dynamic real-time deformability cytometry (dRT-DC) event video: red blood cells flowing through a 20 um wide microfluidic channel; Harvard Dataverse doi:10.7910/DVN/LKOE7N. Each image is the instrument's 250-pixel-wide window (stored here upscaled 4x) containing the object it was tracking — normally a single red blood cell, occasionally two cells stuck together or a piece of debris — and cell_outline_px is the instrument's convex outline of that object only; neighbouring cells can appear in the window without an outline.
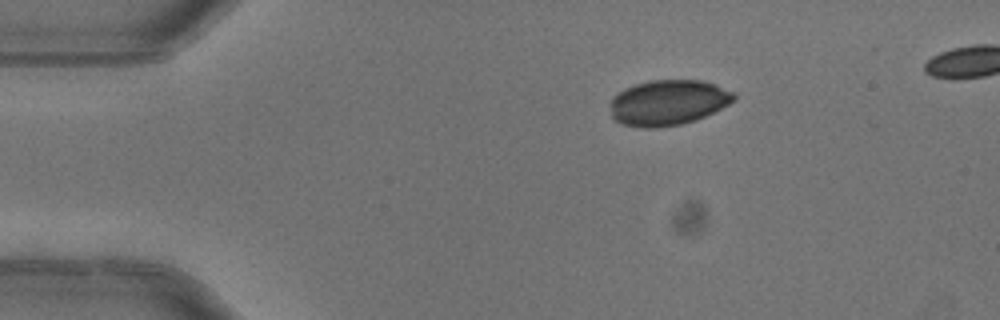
{"species": "common noctule bat (a hibernating species)", "species_latin": "Nyctalus noctula", "temperature_condition": "warm", "stored_images_in_passage": 4, "camera_frame_rate_fps": 3000, "um_per_image_px": 0.085, "animal": {"sex": "female"}, "frame": {"image": 1, "passage_image": 1, "time_ms": 0.0, "image_size_px": [1000, 320], "cell_outline_px": [[736, 100], [696, 120], [680, 124], [656, 128], [640, 128], [620, 124], [612, 116], [612, 96], [624, 88], [648, 80], [700, 80], [716, 84], [736, 92]], "centroid_in_image_um": [56.8, 8.71], "position_along_channel_um": 28.2, "area_um2": 32.89}}